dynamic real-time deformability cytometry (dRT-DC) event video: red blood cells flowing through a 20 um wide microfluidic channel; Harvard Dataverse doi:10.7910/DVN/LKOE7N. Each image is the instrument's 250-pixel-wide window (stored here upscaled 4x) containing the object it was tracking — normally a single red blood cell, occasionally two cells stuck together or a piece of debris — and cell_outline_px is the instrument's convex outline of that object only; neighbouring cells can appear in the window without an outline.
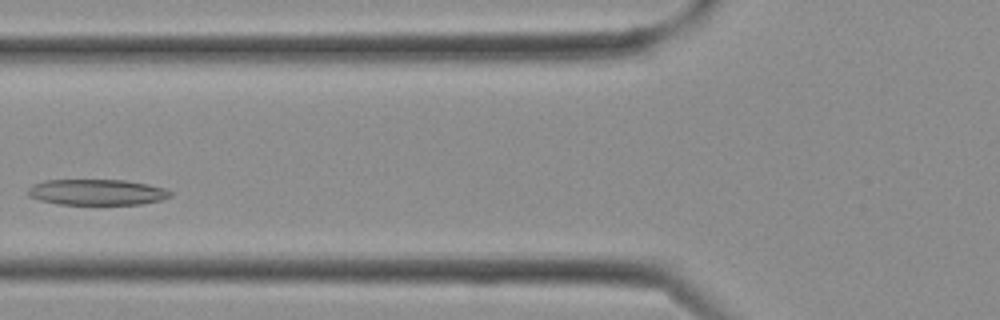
{"species": "Egyptian fruit bat (a non-hibernating species)", "species_latin": "Rousettus aegyptiacus", "temperature_condition": "cold", "stored_images_in_passage": 5, "camera_frame_rate_fps": 3000, "um_per_image_px": 0.085, "frame": {"image": 1, "passage_image": 4, "time_ms": 1.0, "image_size_px": [1000, 320], "cell_outline_px": [[172, 196], [160, 200], [140, 204], [60, 204], [40, 200], [28, 196], [28, 188], [32, 184], [44, 180], [124, 180], [148, 184], [164, 188], [172, 192]], "centroid_in_image_um": [8.22, 16.33], "position_along_channel_um": 117.6, "area_um2": 21.39}}